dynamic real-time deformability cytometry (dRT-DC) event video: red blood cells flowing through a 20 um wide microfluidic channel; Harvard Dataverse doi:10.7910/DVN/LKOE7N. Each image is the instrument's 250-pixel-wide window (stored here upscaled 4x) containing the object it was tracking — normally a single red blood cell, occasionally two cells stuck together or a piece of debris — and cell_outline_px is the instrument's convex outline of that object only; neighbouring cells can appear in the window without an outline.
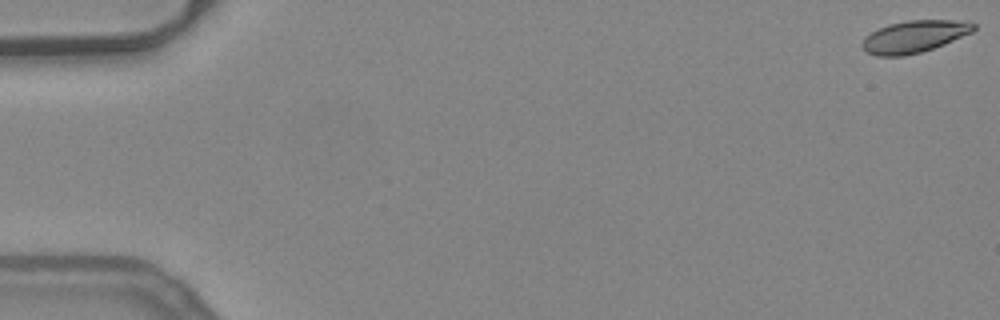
{"species": "common noctule bat (a hibernating species)", "species_latin": "Nyctalus noctula", "temperature_condition": "warm", "stored_images_in_passage": 12, "camera_frame_rate_fps": 3000, "um_per_image_px": 0.085, "animal": {"sex": "female", "body_mass_g": 24.6, "forearm_length_mm": 56.2}, "frame": {"image": 1, "passage_image": 1, "time_ms": 0.0, "image_size_px": [1000, 320], "cell_outline_px": [[976, 28], [972, 32], [944, 44], [920, 52], [904, 56], [876, 56], [868, 52], [860, 44], [864, 36], [888, 24], [908, 20], [952, 20], [976, 24]], "centroid_in_image_um": [77.68, 3.11], "position_along_channel_um": 7.3, "area_um2": 20.63}}